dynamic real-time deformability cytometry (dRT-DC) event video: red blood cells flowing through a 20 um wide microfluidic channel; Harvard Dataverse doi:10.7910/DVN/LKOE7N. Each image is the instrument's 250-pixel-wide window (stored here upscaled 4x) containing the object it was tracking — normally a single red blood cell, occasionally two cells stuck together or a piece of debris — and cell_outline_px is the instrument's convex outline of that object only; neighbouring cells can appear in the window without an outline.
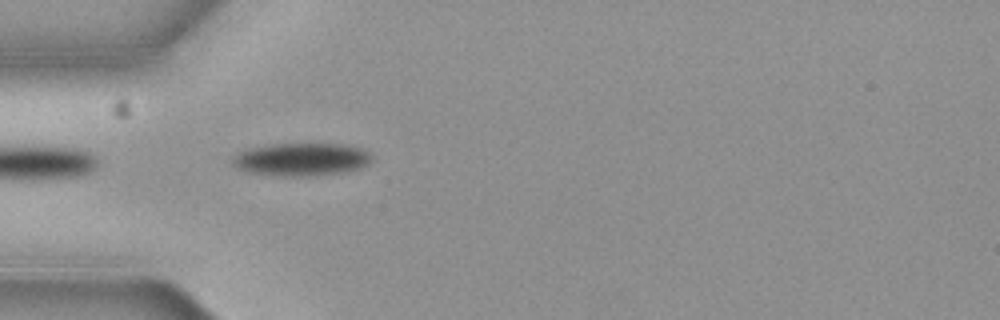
{"species": "common noctule bat (a hibernating species)", "species_latin": "Nyctalus noctula", "temperature_condition": "cold", "stored_images_in_passage": 2, "camera_frame_rate_fps": 3000, "um_per_image_px": 0.085, "animal": {"sex": "female", "body_mass_g": 19.3, "forearm_length_mm": 54.1}, "frame": {"image": 1, "passage_image": 2, "time_ms": 0.333, "image_size_px": [1000, 320], "cell_outline_px": [[372, 160], [368, 164], [360, 168], [344, 172], [308, 176], [280, 176], [252, 172], [240, 168], [232, 164], [232, 156], [248, 148], [268, 144], [340, 144], [360, 148]], "centroid_in_image_um": [25.58, 13.54], "position_along_channel_um": 59.4, "area_um2": 26.3}}